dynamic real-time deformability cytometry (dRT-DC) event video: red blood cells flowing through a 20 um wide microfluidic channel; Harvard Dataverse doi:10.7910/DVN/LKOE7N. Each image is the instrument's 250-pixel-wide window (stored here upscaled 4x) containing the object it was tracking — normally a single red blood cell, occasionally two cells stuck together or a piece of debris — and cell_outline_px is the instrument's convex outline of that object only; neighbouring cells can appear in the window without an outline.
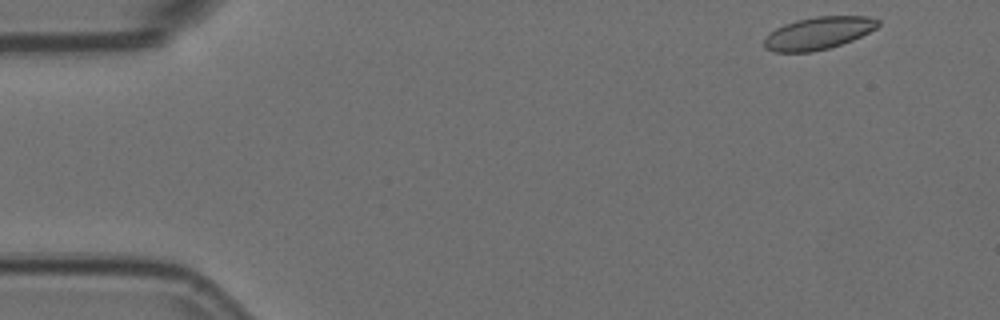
{"species": "Egyptian fruit bat (a non-hibernating species)", "species_latin": "Rousettus aegyptiacus", "temperature_condition": "room temperature", "stored_images_in_passage": 2, "camera_frame_rate_fps": 3000, "um_per_image_px": 0.085, "animal": {"sex": "female"}, "frame": {"image": 1, "passage_image": 1, "time_ms": 0.0, "image_size_px": [1000, 320], "cell_outline_px": [[880, 24], [876, 28], [852, 40], [828, 48], [812, 52], [772, 52], [764, 48], [764, 36], [776, 28], [784, 24], [796, 20], [816, 16], [868, 16], [880, 20]], "centroid_in_image_um": [69.52, 2.82], "position_along_channel_um": 15.5, "area_um2": 21.62}}
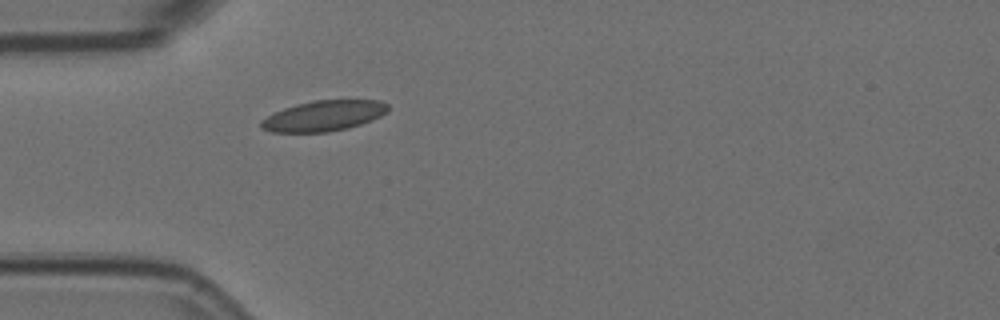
{"frame": {"image": 2, "passage_image": 2, "time_ms": 0.333, "image_size_px": [1000, 320], "cell_outline_px": [[388, 112], [380, 116], [360, 124], [348, 128], [328, 132], [272, 132], [260, 128], [260, 120], [284, 108], [296, 104], [312, 100], [380, 100], [388, 104]], "centroid_in_image_um": [27.51, 9.84], "position_along_channel_um": 57.5, "area_um2": 22.54}}